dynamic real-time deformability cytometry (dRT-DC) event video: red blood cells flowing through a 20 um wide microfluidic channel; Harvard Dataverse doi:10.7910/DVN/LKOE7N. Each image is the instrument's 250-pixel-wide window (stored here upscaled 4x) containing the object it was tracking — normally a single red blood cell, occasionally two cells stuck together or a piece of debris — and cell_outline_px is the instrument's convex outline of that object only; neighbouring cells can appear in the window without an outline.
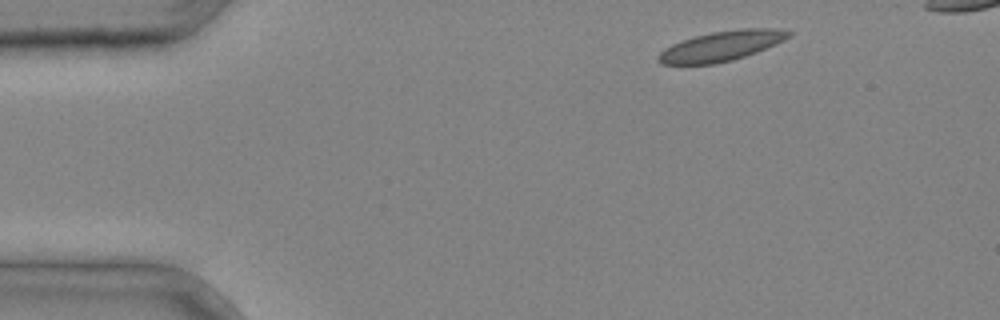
{"species": "common noctule bat (a hibernating species)", "species_latin": "Nyctalus noctula", "temperature_condition": "cold", "stored_images_in_passage": 3, "camera_frame_rate_fps": 3000, "um_per_image_px": 0.085, "animal": {"sex": "male", "body_mass_g": 20.4}, "frame": {"image": 1, "passage_image": 1, "time_ms": 0.0, "image_size_px": [1000, 320], "cell_outline_px": [[792, 36], [776, 44], [756, 52], [732, 60], [712, 64], [660, 64], [656, 60], [656, 56], [664, 48], [672, 44], [696, 36], [712, 32], [740, 28], [776, 28], [792, 32]], "centroid_in_image_um": [61.32, 3.91], "position_along_channel_um": 23.7, "area_um2": 22.72}}